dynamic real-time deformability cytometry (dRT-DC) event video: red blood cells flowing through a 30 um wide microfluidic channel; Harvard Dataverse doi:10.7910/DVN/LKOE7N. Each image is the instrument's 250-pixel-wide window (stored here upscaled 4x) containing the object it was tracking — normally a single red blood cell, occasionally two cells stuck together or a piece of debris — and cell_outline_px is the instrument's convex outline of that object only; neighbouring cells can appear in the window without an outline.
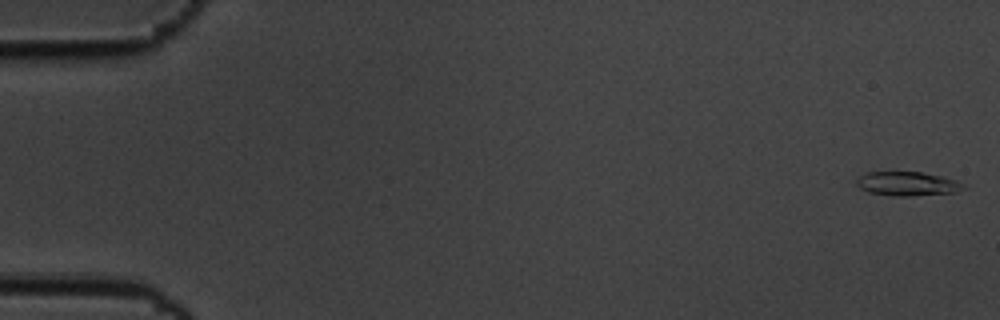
{"species": "common noctule bat (a hibernating species)", "species_latin": "Nyctalus noctula", "temperature_condition": "cold", "stored_images_in_passage": 58, "camera_frame_rate_fps": 3000, "um_per_image_px": 0.085, "animal": {"sex": "male", "body_mass_g": 19.5, "forearm_length_mm": 54.6}, "frame": {"image": 1, "passage_image": 1, "time_ms": 0.0, "image_size_px": [1000, 320], "cell_outline_px": [[968, 188], [956, 192], [908, 196], [892, 196], [868, 192], [860, 188], [856, 184], [856, 180], [860, 176], [868, 172], [920, 172], [944, 176], [956, 180], [964, 184]], "centroid_in_image_um": [77.16, 15.62], "position_along_channel_um": 7.8, "area_um2": 15.09}}
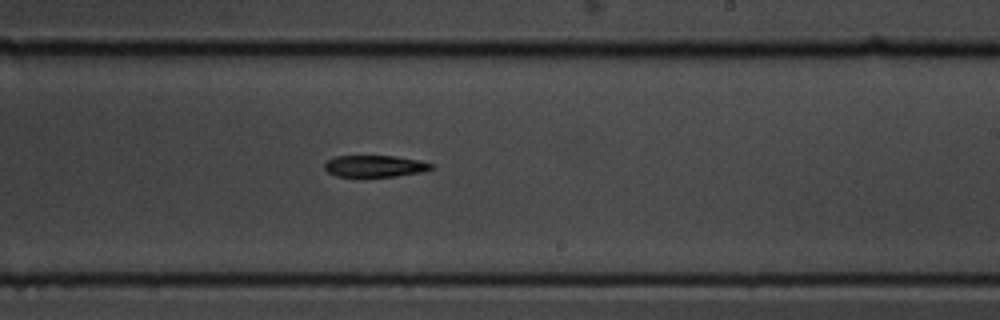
{"frame": {"image": 2, "passage_image": 35, "time_ms": 11.333, "image_size_px": [1000, 320], "cell_outline_px": [[432, 168], [424, 172], [396, 176], [336, 176], [328, 172], [324, 168], [324, 164], [328, 160], [336, 156], [396, 156], [420, 160], [432, 164]], "centroid_in_image_um": [31.87, 14.11], "position_along_channel_um": 257.1, "area_um2": 13.41}}
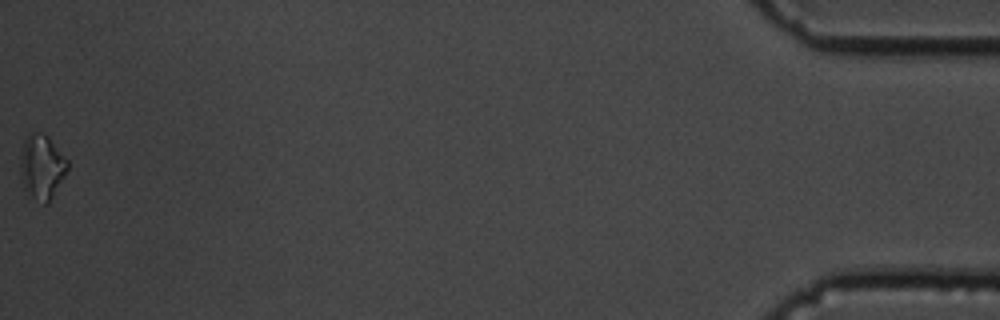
{"frame": {"image": 3, "passage_image": 58, "time_ms": 19.0, "image_size_px": [1000, 320], "cell_outline_px": [[68, 168], [64, 176], [48, 204], [44, 204], [24, 188], [20, 172], [20, 156], [24, 140], [28, 132], [40, 132], [48, 136], [68, 160]], "centroid_in_image_um": [3.55, 14.13], "position_along_channel_um": 431.6, "area_um2": 17.57}, "authors_computed_cell_mechanics": {"area_um2": 14.9991, "velocity_mm_per_s": 3.4953, "shape_relaxation_time_tau1_ms": 2.7701, "shape_relaxation_time_tau2_ms": null, "deformation_change_tau1": 0.0986, "deformation_change_tau2": null}}